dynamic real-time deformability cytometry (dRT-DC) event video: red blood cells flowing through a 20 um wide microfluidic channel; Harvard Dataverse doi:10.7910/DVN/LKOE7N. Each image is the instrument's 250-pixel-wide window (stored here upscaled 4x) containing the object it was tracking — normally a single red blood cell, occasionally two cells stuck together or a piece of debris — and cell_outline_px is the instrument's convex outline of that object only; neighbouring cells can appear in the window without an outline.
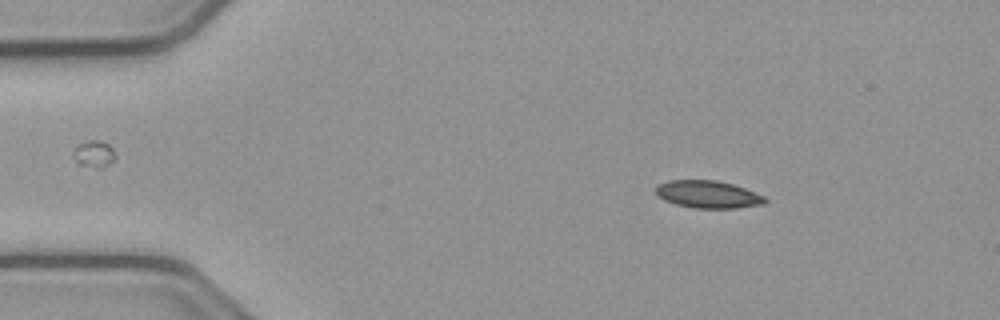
{"species": "common noctule bat (a hibernating species)", "species_latin": "Nyctalus noctula", "temperature_condition": "cold", "stored_images_in_passage": 47, "camera_frame_rate_fps": 3000, "um_per_image_px": 0.085, "animal": {"sex": "male", "body_mass_g": 23.1, "forearm_length_mm": 52.7}, "frame": {"image": 1, "passage_image": 1, "time_ms": 0.0, "image_size_px": [1000, 320], "cell_outline_px": [[768, 200], [764, 204], [736, 208], [692, 208], [676, 204], [664, 200], [656, 192], [656, 184], [668, 180], [716, 180], [732, 184], [744, 188], [764, 196]], "centroid_in_image_um": [60.17, 16.52], "position_along_channel_um": 24.8, "area_um2": 17.46}}
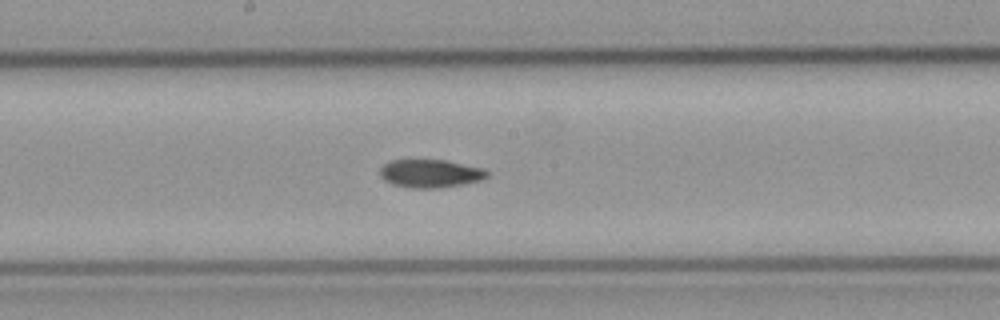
{"frame": {"image": 2, "passage_image": 21, "time_ms": 6.667, "image_size_px": [1000, 320], "cell_outline_px": [[488, 176], [480, 180], [464, 184], [436, 188], [408, 188], [392, 184], [384, 180], [380, 176], [380, 168], [384, 164], [392, 160], [448, 160], [484, 168], [488, 172]], "centroid_in_image_um": [36.58, 14.74], "position_along_channel_um": 211.6, "area_um2": 17.69}}
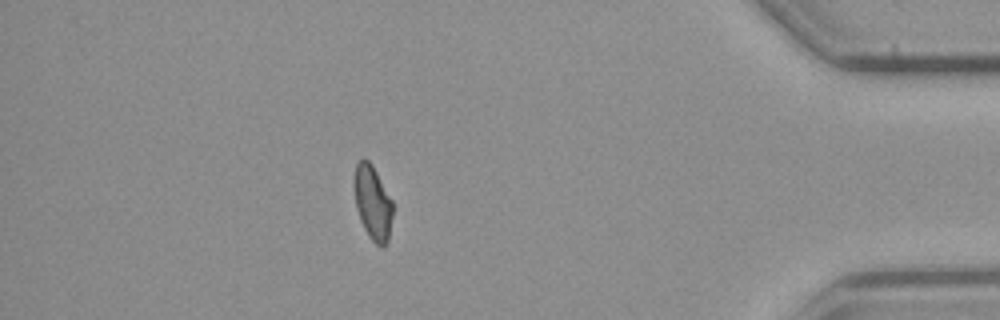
{"frame": {"image": 3, "passage_image": 40, "time_ms": 13.0, "image_size_px": [1000, 320], "cell_outline_px": [[392, 216], [388, 240], [384, 248], [376, 244], [368, 236], [360, 220], [356, 208], [352, 184], [352, 180], [356, 164], [364, 156], [372, 164], [392, 200]], "centroid_in_image_um": [31.64, 17.2], "position_along_channel_um": 403.6, "area_um2": 16.99}, "authors_computed_cell_mechanics": {"area_um2": 17.5712, "velocity_mm_per_s": 3.7997, "shape_relaxation_time_tau1_ms": null, "shape_relaxation_time_tau2_ms": 6.5743, "deformation_change_tau1": null, "deformation_change_tau2": 0.0997}}